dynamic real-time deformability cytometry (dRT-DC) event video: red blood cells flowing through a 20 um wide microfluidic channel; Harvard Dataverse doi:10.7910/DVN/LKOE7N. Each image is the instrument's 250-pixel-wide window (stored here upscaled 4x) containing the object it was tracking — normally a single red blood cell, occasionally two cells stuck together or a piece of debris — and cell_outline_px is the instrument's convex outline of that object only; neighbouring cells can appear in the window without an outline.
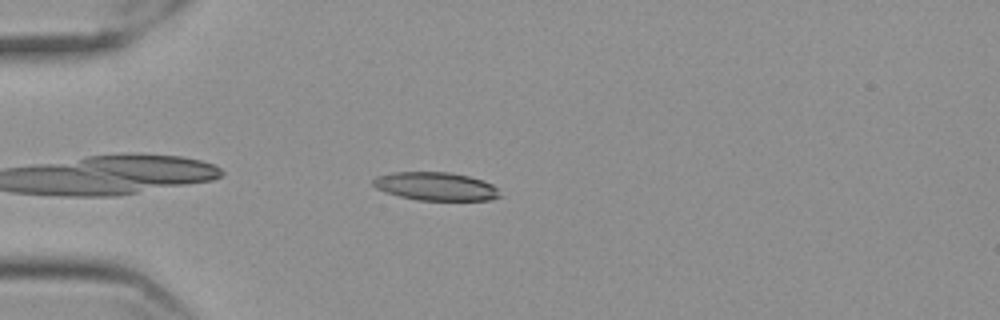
{"species": "Egyptian fruit bat (a non-hibernating species)", "species_latin": "Rousettus aegyptiacus", "temperature_condition": "cold", "stored_images_in_passage": 45, "camera_frame_rate_fps": 3000, "um_per_image_px": 0.085, "frame": {"image": 1, "passage_image": 4, "time_ms": 1.0, "image_size_px": [1000, 320], "cell_outline_px": [[500, 196], [488, 200], [416, 200], [384, 192], [376, 188], [372, 184], [372, 180], [376, 176], [392, 172], [448, 172], [468, 176], [492, 184], [496, 188]], "centroid_in_image_um": [36.97, 15.84], "position_along_channel_um": 48.0, "area_um2": 20.75}}
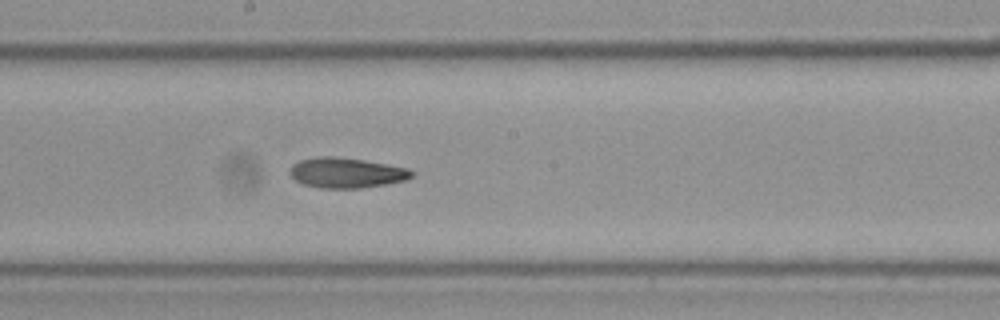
{"frame": {"image": 2, "passage_image": 20, "time_ms": 6.333, "image_size_px": [1000, 320], "cell_outline_px": [[412, 176], [404, 180], [384, 184], [360, 188], [320, 188], [304, 184], [296, 180], [288, 172], [292, 164], [300, 160], [316, 156], [332, 156], [364, 160], [408, 168], [412, 172]], "centroid_in_image_um": [29.39, 14.68], "position_along_channel_um": 218.8, "area_um2": 21.27}}
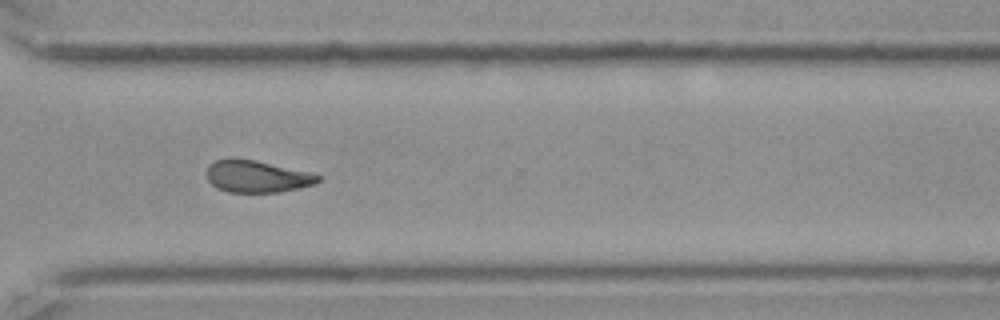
{"frame": {"image": 3, "passage_image": 31, "time_ms": 10.0, "image_size_px": [1000, 320], "cell_outline_px": [[324, 176], [316, 184], [280, 192], [228, 192], [216, 188], [208, 180], [208, 164], [216, 160], [252, 160], [308, 172]], "centroid_in_image_um": [21.87, 15.03], "position_along_channel_um": 348.7, "area_um2": 20.29}, "authors_computed_cell_mechanics": {"area_um2": 21.386, "velocity_mm_per_s": 3.555, "shape_relaxation_time_tau1_ms": null, "shape_relaxation_time_tau2_ms": 7.0238, "deformation_change_tau1": null, "deformation_change_tau2": 0.1612}}